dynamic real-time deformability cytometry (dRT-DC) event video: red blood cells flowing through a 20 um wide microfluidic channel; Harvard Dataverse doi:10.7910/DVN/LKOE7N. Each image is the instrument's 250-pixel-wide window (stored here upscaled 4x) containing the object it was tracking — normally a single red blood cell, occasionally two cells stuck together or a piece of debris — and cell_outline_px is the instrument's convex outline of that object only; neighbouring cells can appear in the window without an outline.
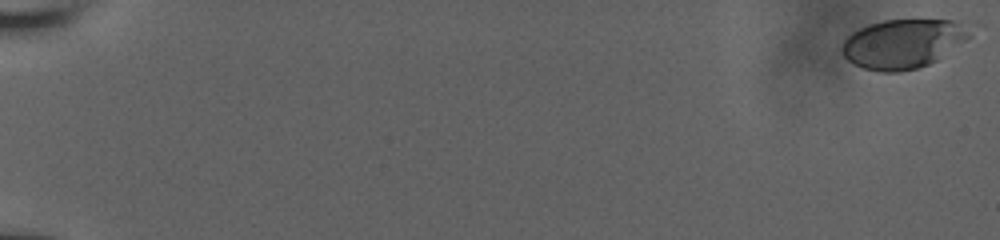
{"species": "human", "species_latin": "Homo sapiens", "temperature_condition": "room temperature", "stored_images_in_passage": 19, "camera_frame_rate_fps": 3000, "um_per_image_px": 0.085, "donor": {"sex": "male"}, "frame": {"image": 1, "passage_image": 1, "time_ms": 0.0, "image_size_px": [1000, 240], "cell_outline_px": [[972, 36], [936, 60], [928, 64], [916, 68], [900, 72], [880, 72], [864, 68], [852, 64], [840, 52], [840, 48], [844, 40], [852, 32], [868, 24], [884, 20], [952, 20]], "centroid_in_image_um": [76.65, 3.73], "position_along_channel_um": 8.4, "area_um2": 36.13}}
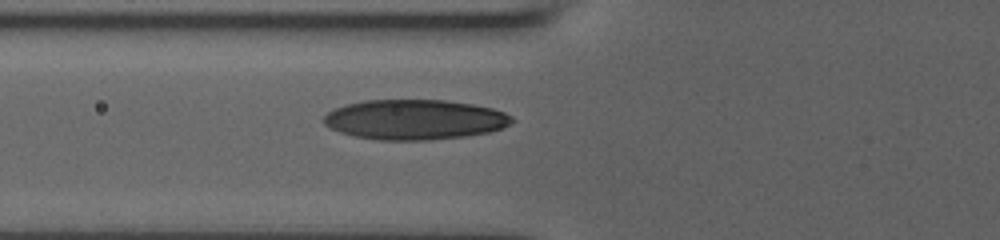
{"frame": {"image": 2, "passage_image": 14, "time_ms": 8.0, "image_size_px": [1000, 240], "cell_outline_px": [[516, 120], [500, 128], [488, 132], [464, 136], [428, 140], [376, 140], [356, 136], [340, 132], [324, 124], [324, 116], [328, 112], [336, 108], [348, 104], [364, 100], [444, 100], [472, 104], [492, 108], [504, 112], [512, 116]], "centroid_in_image_um": [35.25, 10.16], "position_along_channel_um": 90.5, "area_um2": 43.64}}
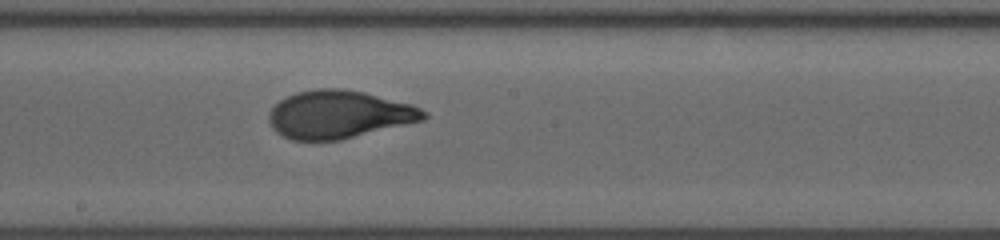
{"frame": {"image": 3, "passage_image": 19, "time_ms": 11.333, "image_size_px": [1000, 240], "cell_outline_px": [[428, 116], [424, 120], [340, 140], [292, 140], [276, 132], [272, 128], [268, 120], [268, 116], [272, 108], [280, 100], [296, 92], [316, 88], [344, 88], [364, 92], [412, 104], [428, 112]], "centroid_in_image_um": [28.82, 9.72], "position_along_channel_um": 219.4, "area_um2": 43.29}}